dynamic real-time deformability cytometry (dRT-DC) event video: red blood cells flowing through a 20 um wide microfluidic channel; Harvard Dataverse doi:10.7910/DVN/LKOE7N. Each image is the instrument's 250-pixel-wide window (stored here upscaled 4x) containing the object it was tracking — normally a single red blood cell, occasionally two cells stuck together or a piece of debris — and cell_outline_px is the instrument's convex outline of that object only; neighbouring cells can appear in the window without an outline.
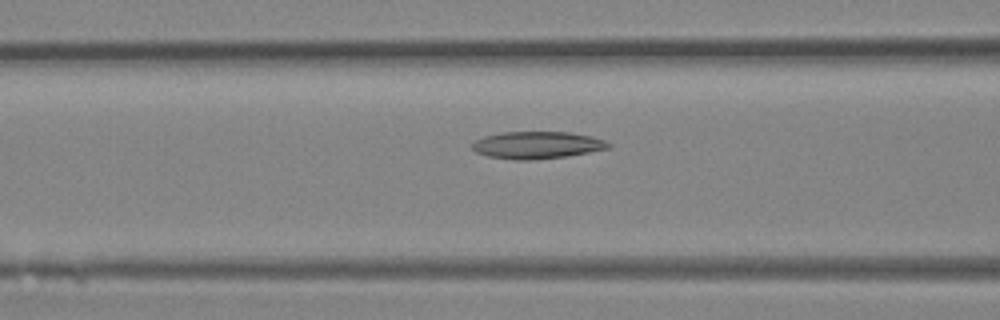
{"species": "Egyptian fruit bat (a non-hibernating species)", "species_latin": "Rousettus aegyptiacus", "temperature_condition": "room temperature", "stored_images_in_passage": 31, "camera_frame_rate_fps": 3000, "um_per_image_px": 0.085, "animal": {"sex": "female"}, "frame": {"image": 1, "passage_image": 15, "time_ms": 4.667, "image_size_px": [1000, 320], "cell_outline_px": [[612, 144], [608, 148], [568, 156], [536, 160], [516, 160], [488, 156], [476, 152], [472, 148], [472, 144], [476, 140], [484, 136], [500, 132], [568, 132], [592, 136], [604, 140]], "centroid_in_image_um": [45.64, 12.33], "position_along_channel_um": 121.0, "area_um2": 21.62}}
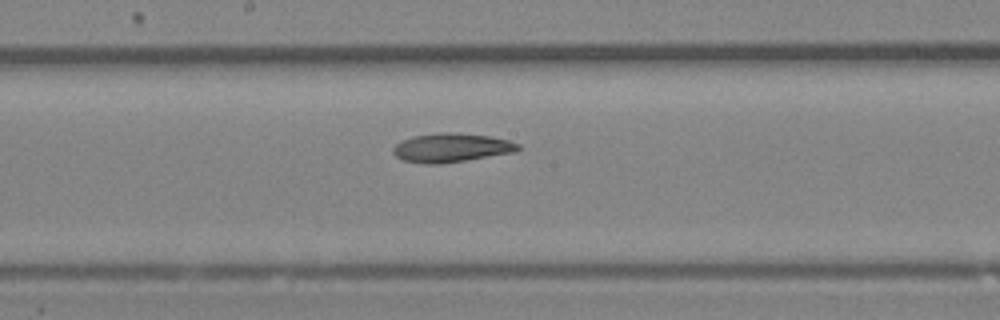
{"frame": {"image": 2, "passage_image": 20, "time_ms": 6.333, "image_size_px": [1000, 320], "cell_outline_px": [[520, 148], [516, 152], [440, 164], [424, 164], [400, 160], [392, 152], [392, 148], [396, 144], [412, 136], [440, 132], [448, 132], [492, 136], [508, 140], [520, 144]], "centroid_in_image_um": [38.35, 12.56], "position_along_channel_um": 209.8, "area_um2": 21.15}}
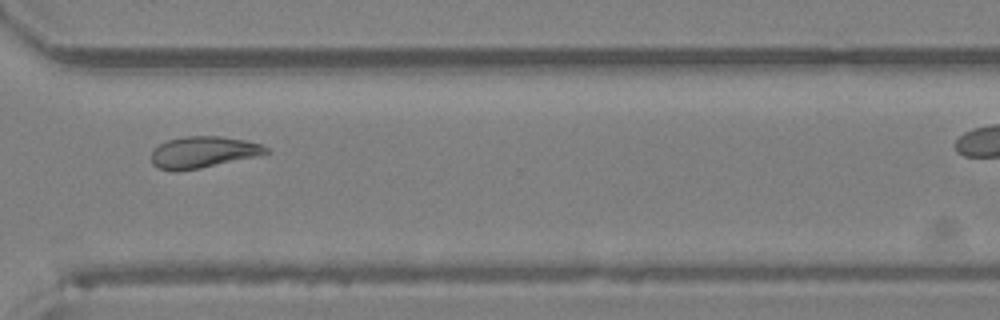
{"frame": {"image": 3, "passage_image": 28, "time_ms": 9.0, "image_size_px": [1000, 320], "cell_outline_px": [[272, 152], [260, 156], [200, 168], [176, 172], [172, 172], [156, 168], [152, 164], [152, 152], [160, 144], [168, 140], [184, 136], [220, 136], [244, 140], [260, 144], [268, 148]], "centroid_in_image_um": [17.28, 12.95], "position_along_channel_um": 353.3, "area_um2": 21.27}}